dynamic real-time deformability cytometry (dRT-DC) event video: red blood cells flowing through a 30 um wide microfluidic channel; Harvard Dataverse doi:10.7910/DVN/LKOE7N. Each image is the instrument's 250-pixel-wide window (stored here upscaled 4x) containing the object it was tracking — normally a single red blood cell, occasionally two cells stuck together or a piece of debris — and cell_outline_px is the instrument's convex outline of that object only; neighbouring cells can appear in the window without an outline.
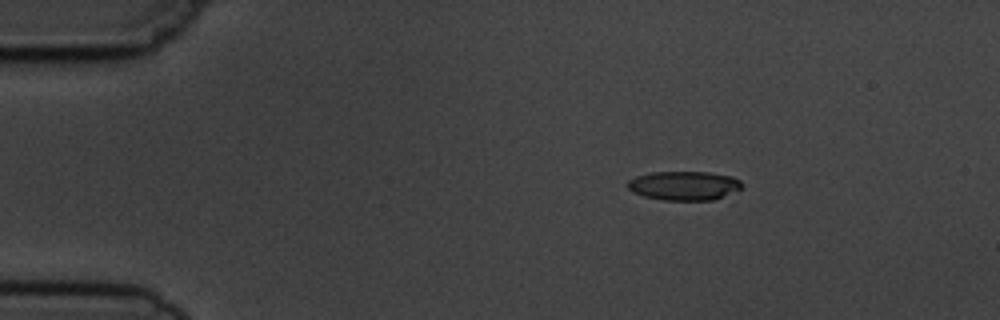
{"species": "common noctule bat (a hibernating species)", "species_latin": "Nyctalus noctula", "temperature_condition": "cold", "stored_images_in_passage": 4, "camera_frame_rate_fps": 3000, "um_per_image_px": 0.085, "animal": {"sex": "male", "body_mass_g": 19.5, "forearm_length_mm": 54.6}, "frame": {"image": 1, "passage_image": 1, "time_ms": 0.0, "image_size_px": [1000, 320], "cell_outline_px": [[740, 188], [712, 200], [664, 200], [644, 196], [632, 192], [624, 184], [628, 180], [636, 176], [652, 172], [708, 172], [732, 176], [740, 180]], "centroid_in_image_um": [58.06, 15.77], "position_along_channel_um": 26.9, "area_um2": 19.19}}